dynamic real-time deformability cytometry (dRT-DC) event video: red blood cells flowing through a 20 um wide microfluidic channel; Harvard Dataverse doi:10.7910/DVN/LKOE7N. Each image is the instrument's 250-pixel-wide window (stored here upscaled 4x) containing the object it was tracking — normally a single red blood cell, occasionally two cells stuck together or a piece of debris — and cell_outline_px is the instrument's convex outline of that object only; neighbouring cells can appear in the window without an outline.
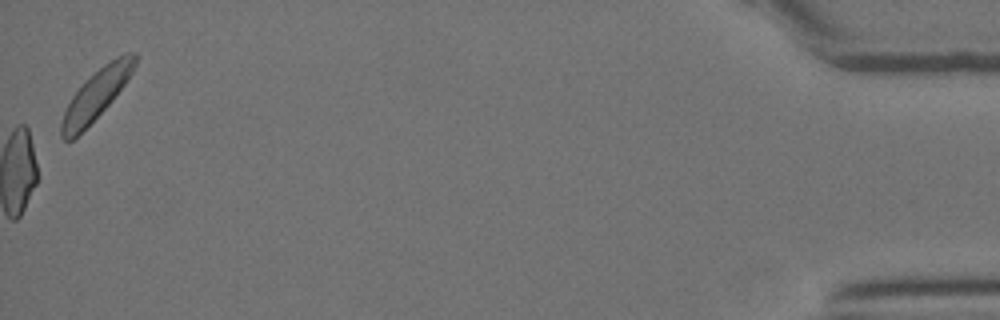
{"species": "Egyptian fruit bat (a non-hibernating species)", "species_latin": "Rousettus aegyptiacus", "temperature_condition": "room temperature", "stored_images_in_passage": 22, "camera_frame_rate_fps": 3000, "um_per_image_px": 0.085, "animal": {"sex": "female"}, "frame": {"image": 1, "passage_image": 22, "time_ms": 7.0, "image_size_px": [1000, 320], "cell_outline_px": [[136, 64], [128, 80], [112, 100], [72, 140], [64, 140], [60, 136], [60, 124], [64, 112], [72, 96], [108, 60], [124, 52], [136, 52]], "centroid_in_image_um": [8.2, 8.01], "position_along_channel_um": 427.0, "area_um2": 20.63}}